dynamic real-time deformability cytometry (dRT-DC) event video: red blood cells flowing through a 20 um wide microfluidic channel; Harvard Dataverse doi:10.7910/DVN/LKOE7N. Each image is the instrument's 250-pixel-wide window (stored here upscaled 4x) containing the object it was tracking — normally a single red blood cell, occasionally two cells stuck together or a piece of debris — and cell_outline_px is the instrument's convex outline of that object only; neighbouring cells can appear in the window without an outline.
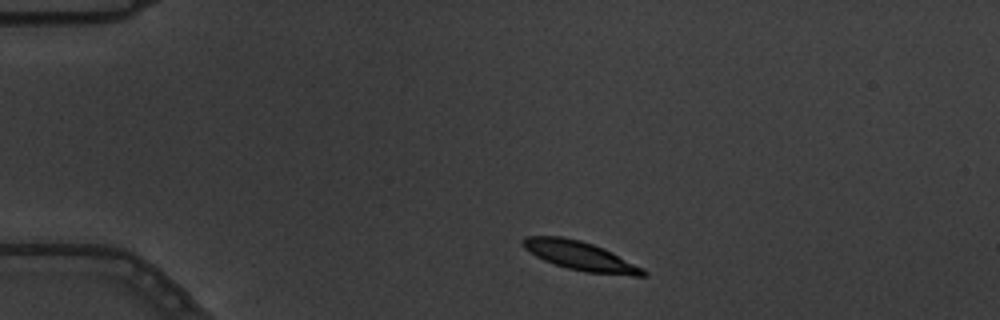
{"species": "common noctule bat (a hibernating species)", "species_latin": "Nyctalus noctula", "temperature_condition": "warm", "stored_images_in_passage": 5, "camera_frame_rate_fps": 3000, "um_per_image_px": 0.085, "animal": {"sex": "male", "body_mass_g": 19.5, "forearm_length_mm": 54.6}, "frame": {"image": 1, "passage_image": 1, "time_ms": 0.0, "image_size_px": [1000, 320], "cell_outline_px": [[648, 276], [632, 276], [584, 272], [568, 268], [544, 260], [536, 256], [524, 248], [520, 244], [520, 240], [524, 236], [564, 236], [580, 240], [592, 244], [612, 252], [644, 268], [648, 272]], "centroid_in_image_um": [49.33, 21.75], "position_along_channel_um": 35.7, "area_um2": 20.46}}